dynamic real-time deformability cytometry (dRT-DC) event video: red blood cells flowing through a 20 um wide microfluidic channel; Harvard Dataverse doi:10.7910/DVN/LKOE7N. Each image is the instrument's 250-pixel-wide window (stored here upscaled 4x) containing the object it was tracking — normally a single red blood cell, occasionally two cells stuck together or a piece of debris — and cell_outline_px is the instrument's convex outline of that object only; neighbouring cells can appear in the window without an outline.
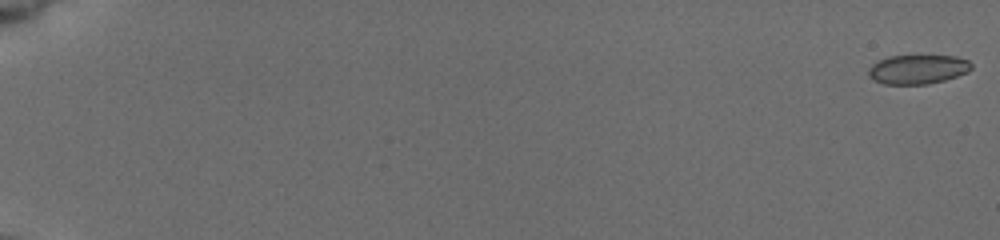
{"species": "common noctule bat (a hibernating species)", "species_latin": "Nyctalus noctula", "temperature_condition": "cold", "stored_images_in_passage": 57, "camera_frame_rate_fps": 3000, "um_per_image_px": 0.085, "animal": {"sex": "female", "body_mass_g": 19.5, "forearm_length_mm": 54.1}, "frame": {"image": 1, "passage_image": 1, "time_ms": 0.0, "image_size_px": [1000, 240], "cell_outline_px": [[972, 68], [968, 72], [944, 80], [928, 84], [884, 84], [868, 76], [868, 68], [876, 60], [888, 56], [956, 56], [968, 60], [972, 64]], "centroid_in_image_um": [77.99, 5.88], "position_along_channel_um": 7.0, "area_um2": 17.57}}
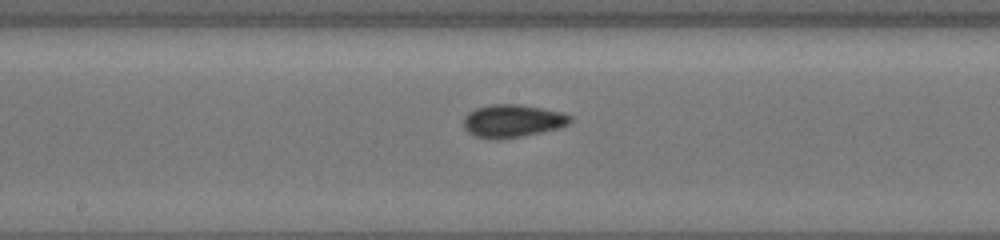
{"frame": {"image": 2, "passage_image": 33, "time_ms": 10.667, "image_size_px": [1000, 240], "cell_outline_px": [[572, 120], [568, 124], [560, 128], [500, 140], [492, 140], [472, 136], [464, 128], [464, 116], [468, 112], [476, 108], [492, 104], [516, 104], [540, 108], [560, 112], [572, 116]], "centroid_in_image_um": [43.52, 10.29], "position_along_channel_um": 204.7, "area_um2": 20.46}}
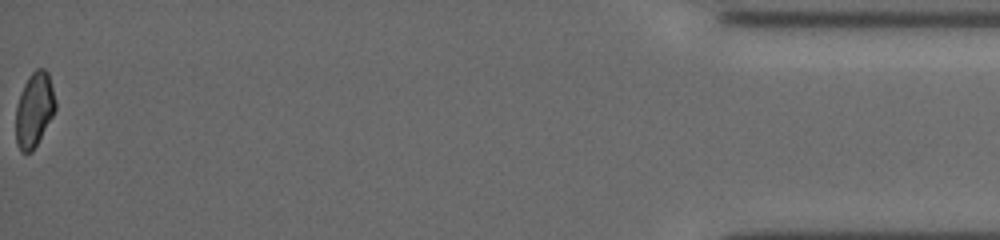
{"frame": {"image": 3, "passage_image": 57, "time_ms": 18.667, "image_size_px": [1000, 240], "cell_outline_px": [[56, 108], [52, 116], [32, 152], [20, 152], [16, 144], [16, 104], [20, 92], [28, 76], [36, 68], [44, 68], [48, 72], [56, 100]], "centroid_in_image_um": [2.9, 9.3], "position_along_channel_um": 432.3, "area_um2": 17.28}, "authors_computed_cell_mechanics": {"area_um2": 18.6116, "velocity_mm_per_s": 3.8428, "shape_relaxation_time_tau1_ms": 6.4108, "shape_relaxation_time_tau2_ms": 6.7709, "deformation_change_tau1": 0.106, "deformation_change_tau2": 0.0848}}